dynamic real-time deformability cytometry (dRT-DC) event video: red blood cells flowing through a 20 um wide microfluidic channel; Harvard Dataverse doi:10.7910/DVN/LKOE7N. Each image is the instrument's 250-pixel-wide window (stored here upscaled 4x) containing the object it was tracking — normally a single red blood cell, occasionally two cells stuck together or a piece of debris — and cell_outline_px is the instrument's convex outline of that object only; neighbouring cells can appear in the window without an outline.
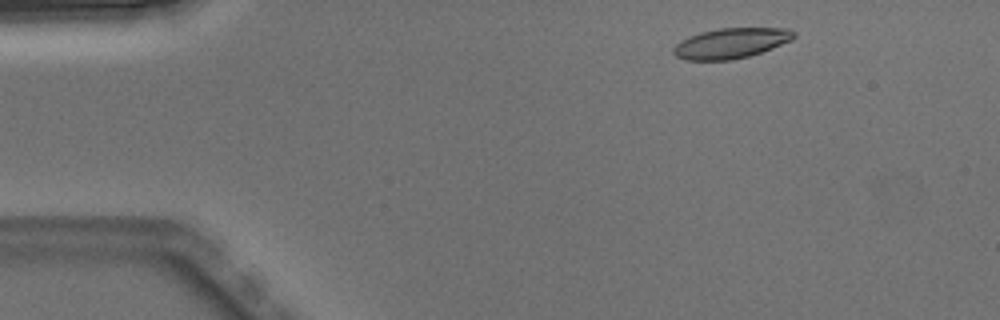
{"species": "Egyptian fruit bat (a non-hibernating species)", "species_latin": "Rousettus aegyptiacus", "temperature_condition": "warm", "stored_images_in_passage": 4, "camera_frame_rate_fps": 3000, "um_per_image_px": 0.085, "animal": {"sex": "male"}, "frame": {"image": 1, "passage_image": 2, "time_ms": 0.333, "image_size_px": [1000, 320], "cell_outline_px": [[796, 36], [792, 40], [772, 48], [748, 56], [732, 60], [684, 60], [676, 56], [672, 52], [672, 48], [680, 40], [688, 36], [700, 32], [720, 28], [788, 28], [796, 32]], "centroid_in_image_um": [62.11, 3.67], "position_along_channel_um": 22.9, "area_um2": 21.39}}